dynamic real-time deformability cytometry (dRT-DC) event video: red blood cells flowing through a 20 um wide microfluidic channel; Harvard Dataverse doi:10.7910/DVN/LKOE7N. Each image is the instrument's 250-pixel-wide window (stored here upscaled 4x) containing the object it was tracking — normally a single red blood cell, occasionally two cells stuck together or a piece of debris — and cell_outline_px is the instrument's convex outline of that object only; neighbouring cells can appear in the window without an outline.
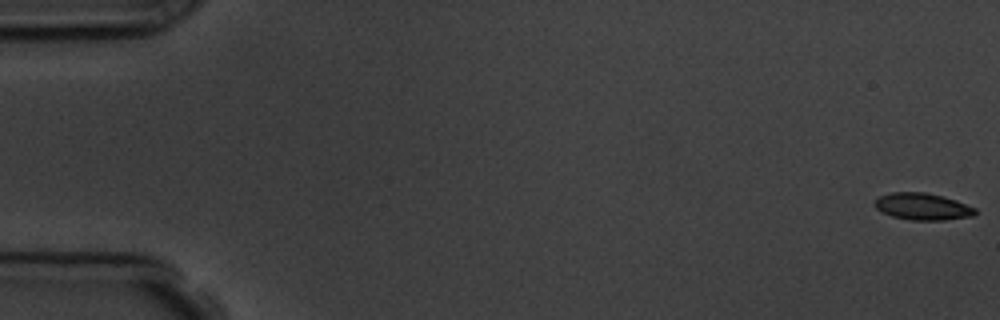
{"species": "common noctule bat (a hibernating species)", "species_latin": "Nyctalus noctula", "temperature_condition": "room temperature", "stored_images_in_passage": 57, "camera_frame_rate_fps": 3000, "um_per_image_px": 0.085, "animal": {"sex": "male", "body_mass_g": 19.5, "forearm_length_mm": 54.6}, "frame": {"image": 1, "passage_image": 1, "time_ms": 0.0, "image_size_px": [1000, 320], "cell_outline_px": [[976, 212], [972, 216], [944, 220], [912, 220], [892, 216], [876, 208], [876, 200], [880, 196], [892, 192], [924, 192], [956, 200], [976, 208]], "centroid_in_image_um": [78.44, 17.56], "position_along_channel_um": 6.6, "area_um2": 15.43}}
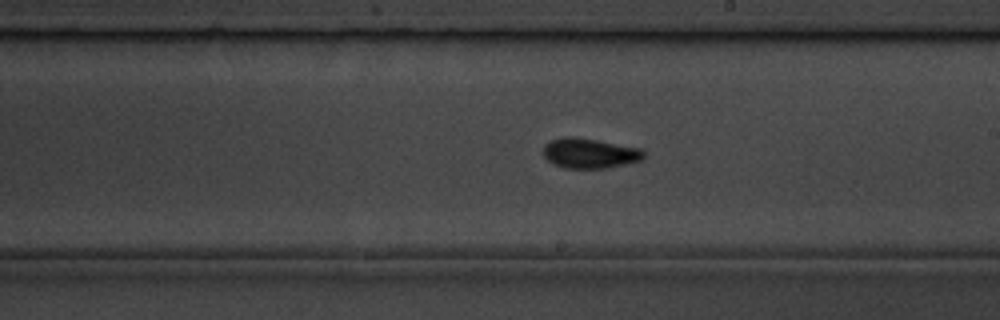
{"frame": {"image": 2, "passage_image": 33, "time_ms": 10.667, "image_size_px": [1000, 320], "cell_outline_px": [[644, 156], [640, 160], [608, 168], [564, 168], [552, 164], [544, 156], [544, 144], [552, 140], [564, 136], [576, 136], [640, 148], [644, 152]], "centroid_in_image_um": [50.09, 13.02], "position_along_channel_um": 238.9, "area_um2": 17.57}}
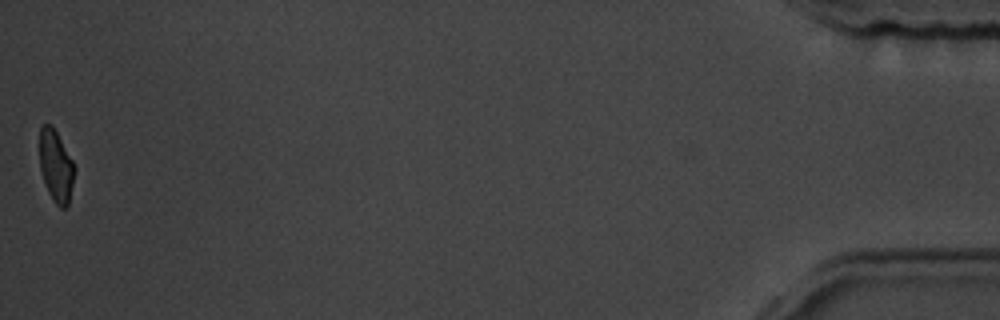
{"frame": {"image": 3, "passage_image": 57, "time_ms": 18.667, "image_size_px": [1000, 320], "cell_outline_px": [[76, 168], [68, 204], [64, 208], [60, 208], [52, 200], [48, 192], [40, 168], [40, 128], [44, 124], [52, 124], [72, 160]], "centroid_in_image_um": [4.76, 14.12], "position_along_channel_um": 430.4, "area_um2": 14.51}, "authors_computed_cell_mechanics": {"area_um2": 16.5308, "velocity_mm_per_s": 3.6132, "shape_relaxation_time_tau1_ms": 3.7803, "shape_relaxation_time_tau2_ms": 1.1229, "deformation_change_tau1": 0.1165, "deformation_change_tau2": 0.0447}}